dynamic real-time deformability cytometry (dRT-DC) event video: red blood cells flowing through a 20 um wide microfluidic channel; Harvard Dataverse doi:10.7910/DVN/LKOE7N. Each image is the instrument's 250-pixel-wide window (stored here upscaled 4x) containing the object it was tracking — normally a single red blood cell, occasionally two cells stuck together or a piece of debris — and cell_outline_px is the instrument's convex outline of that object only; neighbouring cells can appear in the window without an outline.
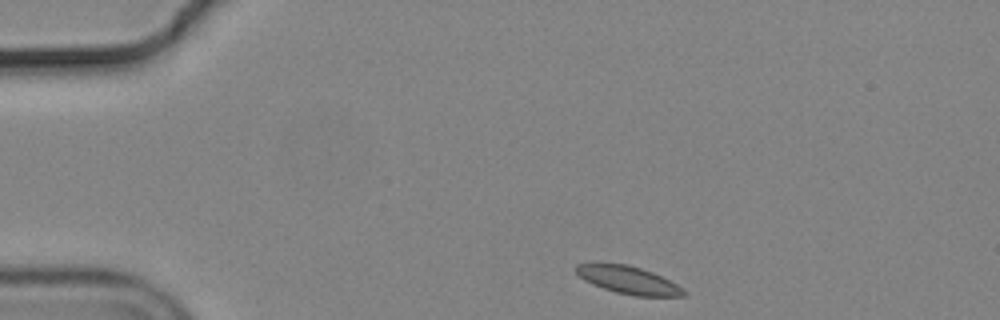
{"species": "common noctule bat (a hibernating species)", "species_latin": "Nyctalus noctula", "temperature_condition": "cold", "stored_images_in_passage": 40, "camera_frame_rate_fps": 3000, "um_per_image_px": 0.085, "animal": {"sex": "male", "body_mass_g": 19.2, "forearm_length_mm": 51.8}, "frame": {"image": 1, "passage_image": 1, "time_ms": 0.0, "image_size_px": [1000, 320], "cell_outline_px": [[688, 296], [636, 296], [616, 292], [592, 284], [584, 280], [572, 268], [576, 264], [592, 260], [600, 260], [628, 264], [652, 272], [684, 288], [688, 292]], "centroid_in_image_um": [53.32, 23.74], "position_along_channel_um": 31.7, "area_um2": 18.09}}
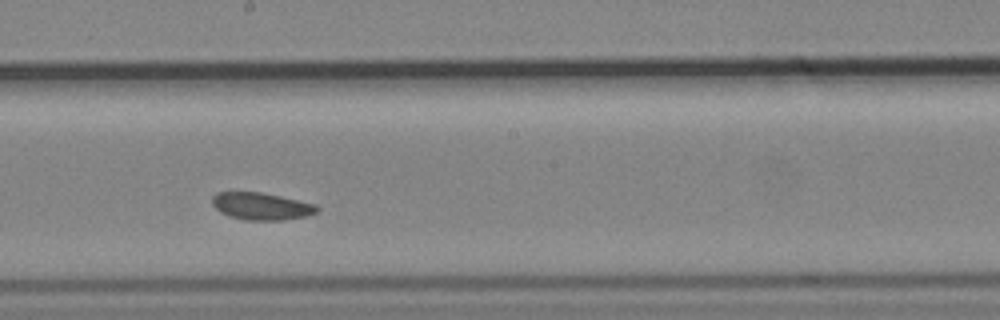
{"frame": {"image": 2, "passage_image": 22, "time_ms": 7.0, "image_size_px": [1000, 320], "cell_outline_px": [[320, 208], [316, 212], [308, 216], [284, 220], [244, 220], [228, 216], [220, 212], [212, 204], [212, 196], [216, 192], [260, 192], [280, 196], [316, 204]], "centroid_in_image_um": [22.21, 17.53], "position_along_channel_um": 226.0, "area_um2": 16.76}}
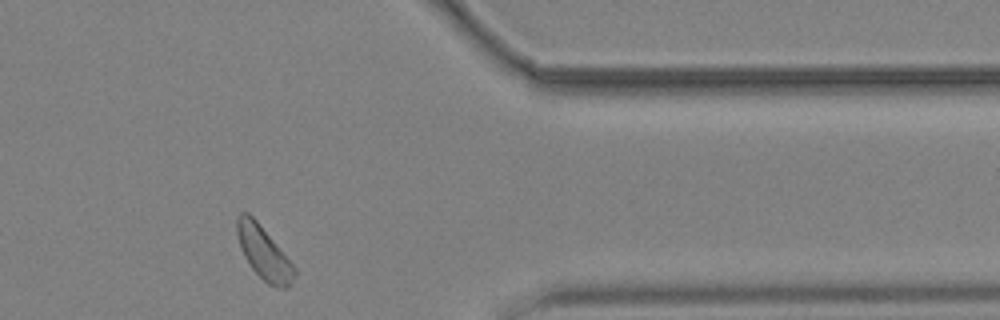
{"frame": {"image": 3, "passage_image": 37, "time_ms": 12.0, "image_size_px": [1000, 320], "cell_outline_px": [[296, 276], [292, 284], [288, 288], [280, 288], [268, 284], [252, 268], [244, 256], [236, 232], [236, 216], [240, 212], [248, 212], [256, 220], [296, 268]], "centroid_in_image_um": [22.43, 21.49], "position_along_channel_um": 389.0, "area_um2": 17.51}, "authors_computed_cell_mechanics": {"area_um2": 17.3111, "velocity_mm_per_s": 3.6252, "shape_relaxation_time_tau1_ms": null, "shape_relaxation_time_tau2_ms": 5.9652, "deformation_change_tau1": null, "deformation_change_tau2": 0.0955}}